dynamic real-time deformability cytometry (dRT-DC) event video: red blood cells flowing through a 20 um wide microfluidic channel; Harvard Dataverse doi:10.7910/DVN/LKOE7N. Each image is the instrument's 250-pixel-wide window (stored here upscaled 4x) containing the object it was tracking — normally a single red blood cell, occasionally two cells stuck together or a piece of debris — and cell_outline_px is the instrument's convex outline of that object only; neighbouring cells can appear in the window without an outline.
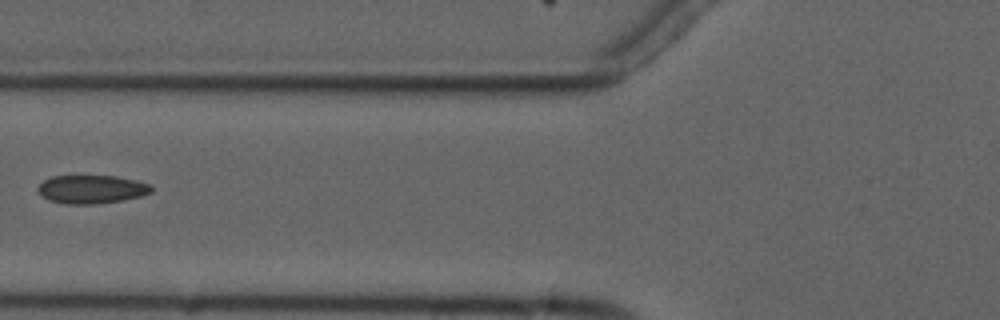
{"species": "common noctule bat (a hibernating species)", "species_latin": "Nyctalus noctula", "temperature_condition": "cold", "stored_images_in_passage": 2, "camera_frame_rate_fps": 3000, "um_per_image_px": 0.085, "animal": {"sex": "male", "forearm_length_mm": 52.5}, "frame": {"image": 1, "passage_image": 2, "time_ms": 1.333, "image_size_px": [1000, 320], "cell_outline_px": [[152, 192], [140, 196], [120, 200], [96, 204], [68, 204], [48, 200], [36, 188], [44, 180], [52, 176], [116, 176], [136, 180], [152, 184]], "centroid_in_image_um": [7.8, 16.08], "position_along_channel_um": 118.0, "area_um2": 18.67}}